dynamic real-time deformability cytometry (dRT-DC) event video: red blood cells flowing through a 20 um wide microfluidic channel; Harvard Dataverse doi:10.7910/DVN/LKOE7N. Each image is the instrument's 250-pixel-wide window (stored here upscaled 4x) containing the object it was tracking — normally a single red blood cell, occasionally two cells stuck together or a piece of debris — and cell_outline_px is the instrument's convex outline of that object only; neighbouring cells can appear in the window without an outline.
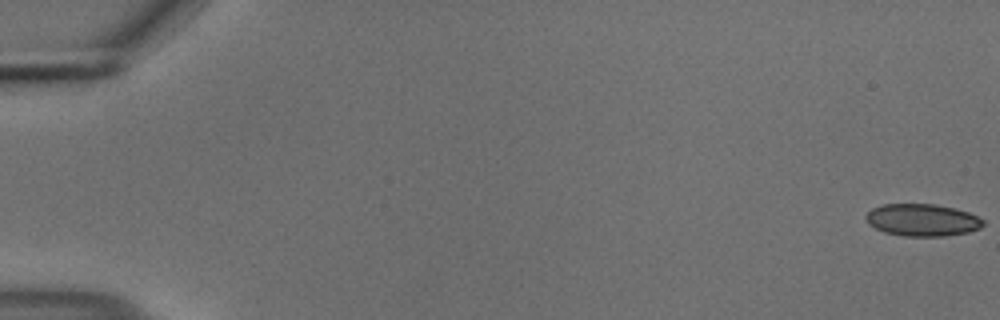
{"species": "common noctule bat (a hibernating species)", "species_latin": "Nyctalus noctula", "temperature_condition": "cold", "stored_images_in_passage": 57, "camera_frame_rate_fps": 3000, "um_per_image_px": 0.085, "animal": {"sex": "male", "body_mass_g": 18.8}, "frame": {"image": 1, "passage_image": 1, "time_ms": 0.0, "image_size_px": [1000, 320], "cell_outline_px": [[984, 224], [980, 228], [968, 232], [944, 236], [904, 236], [884, 232], [868, 224], [864, 216], [872, 208], [884, 204], [936, 204], [956, 208], [968, 212], [984, 220]], "centroid_in_image_um": [78.39, 18.7], "position_along_channel_um": 6.6, "area_um2": 22.08}}
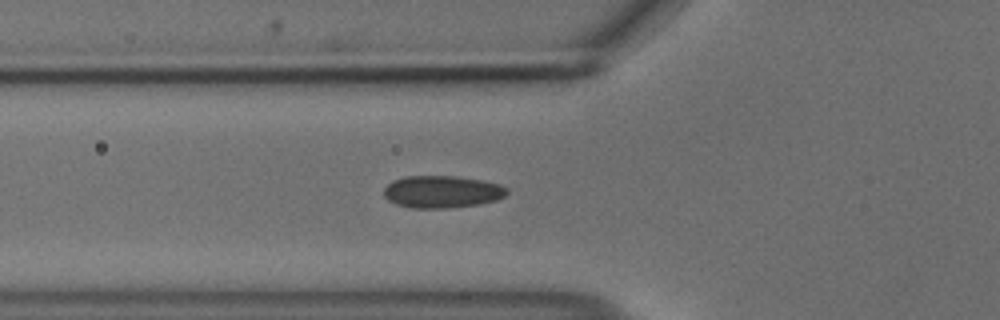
{"frame": {"image": 2, "passage_image": 21, "time_ms": 6.667, "image_size_px": [1000, 320], "cell_outline_px": [[508, 192], [504, 196], [496, 200], [480, 204], [448, 208], [412, 208], [396, 204], [388, 200], [384, 196], [384, 188], [392, 180], [404, 176], [456, 176], [484, 180], [500, 184], [508, 188]], "centroid_in_image_um": [37.58, 16.29], "position_along_channel_um": 88.2, "area_um2": 23.35}}
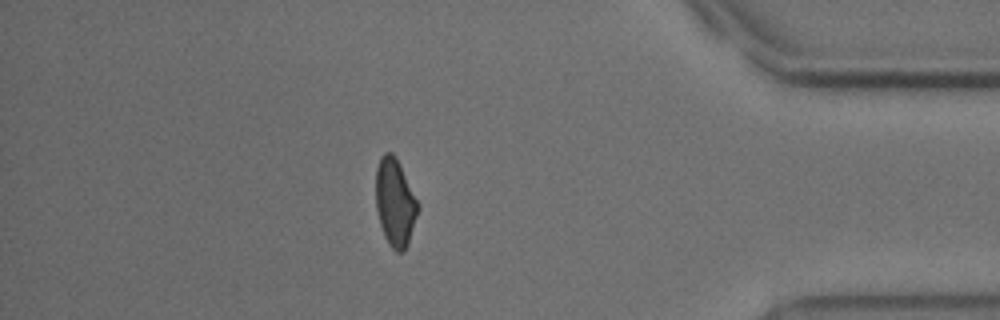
{"frame": {"image": 3, "passage_image": 49, "time_ms": 16.0, "image_size_px": [1000, 320], "cell_outline_px": [[416, 216], [408, 244], [404, 252], [396, 252], [388, 244], [384, 236], [380, 224], [376, 208], [376, 168], [380, 156], [384, 152], [392, 152], [396, 156], [416, 200]], "centroid_in_image_um": [33.53, 17.21], "position_along_channel_um": 401.7, "area_um2": 21.1}, "authors_computed_cell_mechanics": {"area_um2": 22.3686, "velocity_mm_per_s": 3.695, "shape_relaxation_time_tau1_ms": null, "shape_relaxation_time_tau2_ms": 5.1323, "deformation_change_tau1": null, "deformation_change_tau2": 0.0668}}